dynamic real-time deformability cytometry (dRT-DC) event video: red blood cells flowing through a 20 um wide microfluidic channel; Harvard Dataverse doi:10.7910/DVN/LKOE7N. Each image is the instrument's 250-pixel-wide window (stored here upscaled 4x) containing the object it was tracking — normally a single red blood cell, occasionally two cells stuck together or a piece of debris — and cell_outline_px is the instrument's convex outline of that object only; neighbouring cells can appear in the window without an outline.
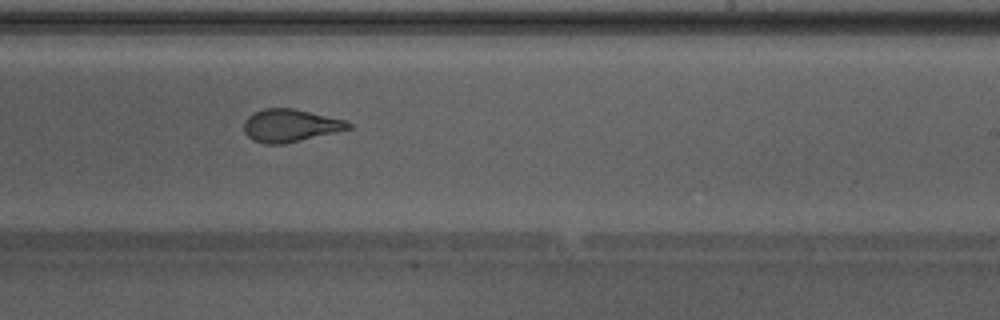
{"species": "Egyptian fruit bat (a non-hibernating species)", "species_latin": "Rousettus aegyptiacus", "temperature_condition": "warm", "stored_images_in_passage": 36, "camera_frame_rate_fps": 3000, "um_per_image_px": 0.085, "animal": {"sex": "male"}, "frame": {"image": 1, "passage_image": 21, "time_ms": 6.667, "image_size_px": [1000, 320], "cell_outline_px": [[352, 128], [336, 132], [284, 144], [264, 144], [252, 140], [244, 132], [244, 120], [248, 116], [264, 108], [292, 108], [344, 120], [352, 124]], "centroid_in_image_um": [24.64, 10.68], "position_along_channel_um": 264.4, "area_um2": 19.77}}